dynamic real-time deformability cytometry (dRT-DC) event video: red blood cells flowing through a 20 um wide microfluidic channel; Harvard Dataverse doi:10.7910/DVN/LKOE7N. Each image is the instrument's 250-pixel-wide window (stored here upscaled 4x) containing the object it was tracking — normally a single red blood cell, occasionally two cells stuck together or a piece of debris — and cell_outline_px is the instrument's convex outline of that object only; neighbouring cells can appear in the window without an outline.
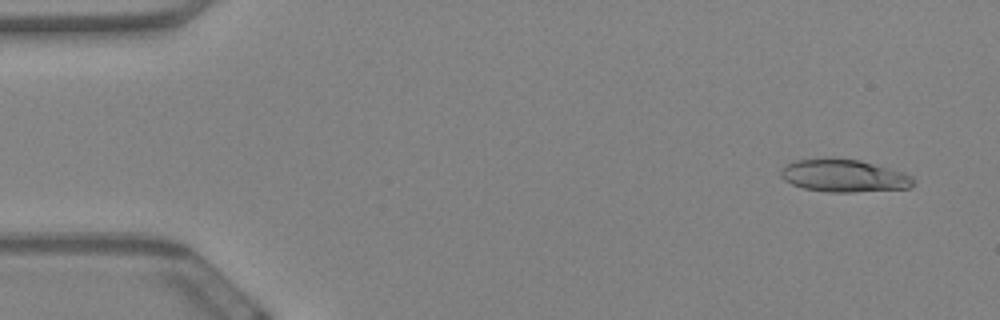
{"species": "Egyptian fruit bat (a non-hibernating species)", "species_latin": "Rousettus aegyptiacus", "temperature_condition": "warm", "stored_images_in_passage": 60, "camera_frame_rate_fps": 3000, "um_per_image_px": 0.085, "animal": {"sex": "female"}, "frame": {"image": 1, "passage_image": 4, "time_ms": 1.0, "image_size_px": [1000, 320], "cell_outline_px": [[916, 180], [908, 188], [852, 192], [828, 192], [804, 188], [792, 184], [784, 180], [780, 176], [780, 172], [788, 164], [796, 160], [828, 156], [860, 160], [904, 172], [912, 176]], "centroid_in_image_um": [71.72, 14.91], "position_along_channel_um": 13.3, "area_um2": 25.43}}
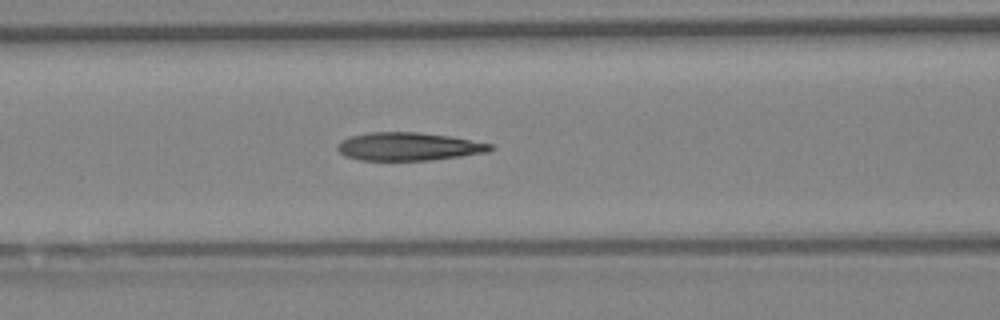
{"frame": {"image": 2, "passage_image": 25, "time_ms": 8.0, "image_size_px": [1000, 320], "cell_outline_px": [[492, 148], [488, 152], [432, 160], [360, 160], [344, 156], [336, 148], [336, 144], [340, 140], [348, 136], [368, 132], [416, 132], [448, 136], [492, 144]], "centroid_in_image_um": [34.64, 12.45], "position_along_channel_um": 132.0, "area_um2": 25.03}}
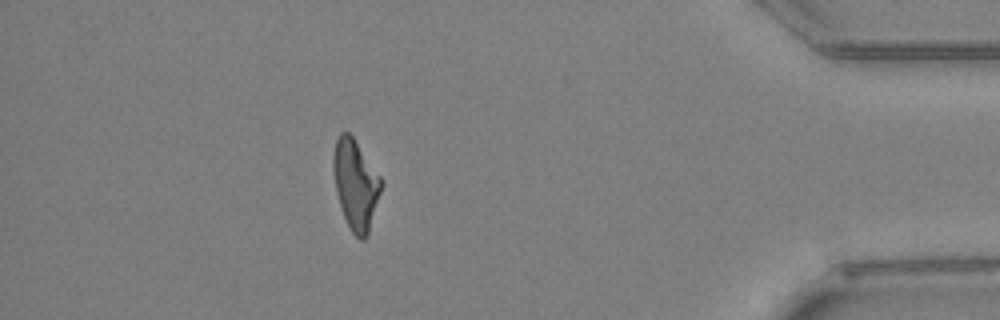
{"frame": {"image": 3, "passage_image": 53, "time_ms": 17.333, "image_size_px": [1000, 320], "cell_outline_px": [[380, 192], [368, 236], [364, 240], [360, 240], [352, 232], [340, 208], [336, 192], [332, 168], [332, 156], [336, 140], [340, 132], [348, 132], [352, 136], [380, 176]], "centroid_in_image_um": [30.19, 15.69], "position_along_channel_um": 405.0, "area_um2": 24.8}, "authors_computed_cell_mechanics": {"area_um2": 24.9985, "velocity_mm_per_s": 3.4371, "shape_relaxation_time_tau1_ms": null, "shape_relaxation_time_tau2_ms": 3.1261, "deformation_change_tau1": null, "deformation_change_tau2": 0.136}}